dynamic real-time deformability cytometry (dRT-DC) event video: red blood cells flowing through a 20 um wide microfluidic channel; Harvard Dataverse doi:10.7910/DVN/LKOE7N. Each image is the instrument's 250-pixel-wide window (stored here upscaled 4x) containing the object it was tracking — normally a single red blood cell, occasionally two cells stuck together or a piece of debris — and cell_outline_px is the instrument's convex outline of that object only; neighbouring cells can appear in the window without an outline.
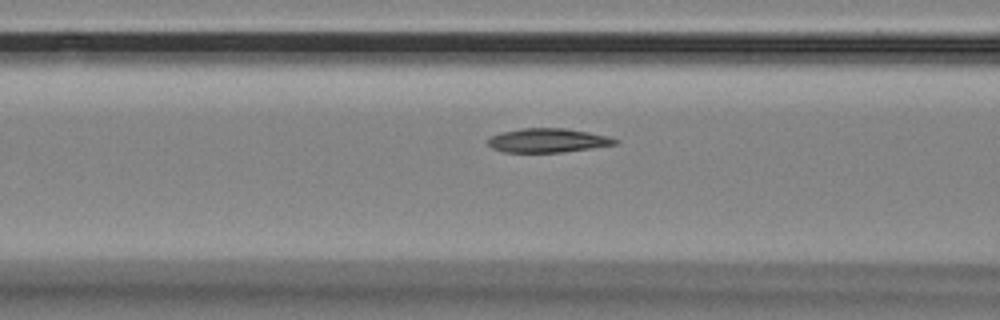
{"species": "Egyptian fruit bat (a non-hibernating species)", "species_latin": "Rousettus aegyptiacus", "temperature_condition": "room temperature", "stored_images_in_passage": 57, "camera_frame_rate_fps": 3000, "um_per_image_px": 0.085, "animal": {"sex": "female"}, "frame": {"image": 1, "passage_image": 23, "time_ms": 7.333, "image_size_px": [1000, 320], "cell_outline_px": [[620, 140], [616, 144], [560, 152], [504, 152], [492, 148], [488, 144], [488, 140], [492, 136], [500, 132], [520, 128], [564, 128], [588, 132], [608, 136]], "centroid_in_image_um": [46.53, 11.92], "position_along_channel_um": 120.1, "area_um2": 17.63}}
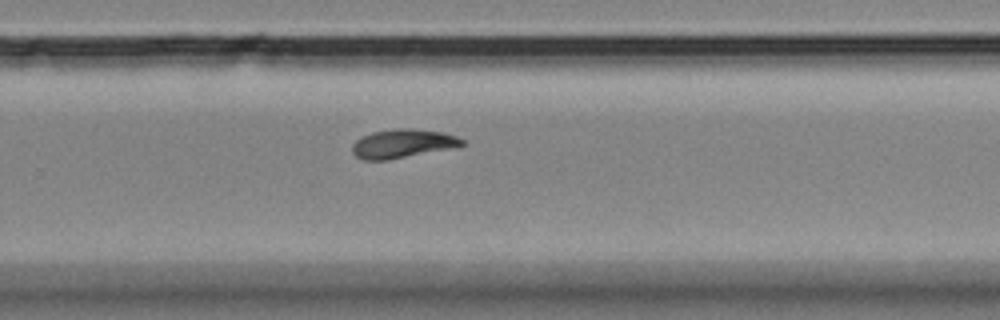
{"frame": {"image": 2, "passage_image": 38, "time_ms": 12.333, "image_size_px": [1000, 320], "cell_outline_px": [[464, 144], [456, 148], [388, 160], [364, 160], [356, 156], [352, 152], [352, 144], [356, 140], [372, 132], [396, 128], [412, 128], [444, 132], [456, 136], [464, 140]], "centroid_in_image_um": [34.26, 12.21], "position_along_channel_um": 295.5, "area_um2": 18.61}}
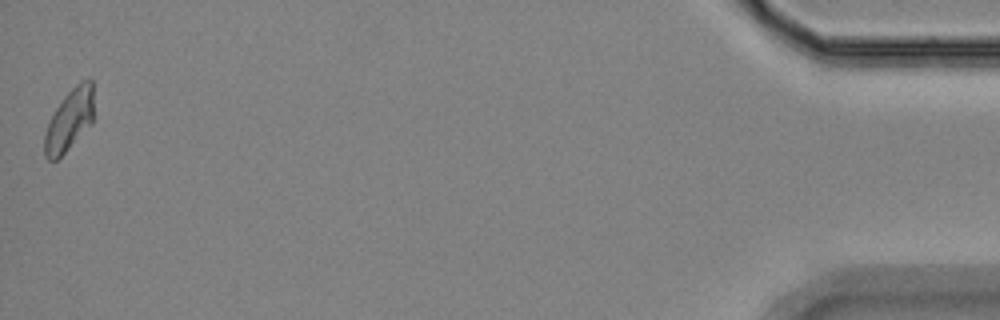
{"frame": {"image": 3, "passage_image": 57, "time_ms": 18.667, "image_size_px": [1000, 320], "cell_outline_px": [[92, 124], [56, 160], [48, 160], [44, 156], [44, 132], [48, 120], [64, 96], [80, 80], [88, 76], [92, 80]], "centroid_in_image_um": [5.87, 10.18], "position_along_channel_um": 429.3, "area_um2": 17.69}, "authors_computed_cell_mechanics": {"area_um2": 17.918, "velocity_mm_per_s": 3.514, "shape_relaxation_time_tau1_ms": 7.5741, "shape_relaxation_time_tau2_ms": null, "deformation_change_tau1": 0.1803, "deformation_change_tau2": null}}